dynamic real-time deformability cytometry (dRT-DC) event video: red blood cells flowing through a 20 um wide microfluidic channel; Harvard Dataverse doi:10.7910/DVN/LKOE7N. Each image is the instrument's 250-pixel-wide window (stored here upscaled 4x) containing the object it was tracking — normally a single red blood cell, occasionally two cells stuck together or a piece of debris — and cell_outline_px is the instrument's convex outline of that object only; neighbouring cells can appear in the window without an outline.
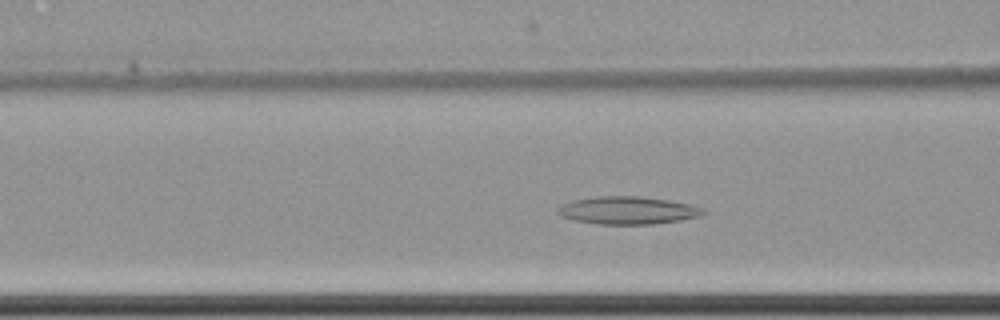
{"species": "common noctule bat (a hibernating species)", "species_latin": "Nyctalus noctula", "temperature_condition": "cold", "stored_images_in_passage": 49, "camera_frame_rate_fps": 3000, "um_per_image_px": 0.085, "animal": {"sex": "female", "body_mass_g": 22.7, "forearm_length_mm": 54.2}, "frame": {"image": 1, "passage_image": 14, "time_ms": 4.333, "image_size_px": [1000, 320], "cell_outline_px": [[708, 212], [700, 216], [680, 220], [652, 224], [600, 224], [576, 220], [560, 216], [556, 212], [564, 204], [572, 200], [596, 196], [640, 196], [668, 200], [688, 204], [704, 208]], "centroid_in_image_um": [53.39, 17.88], "position_along_channel_um": 113.2, "area_um2": 23.35}}
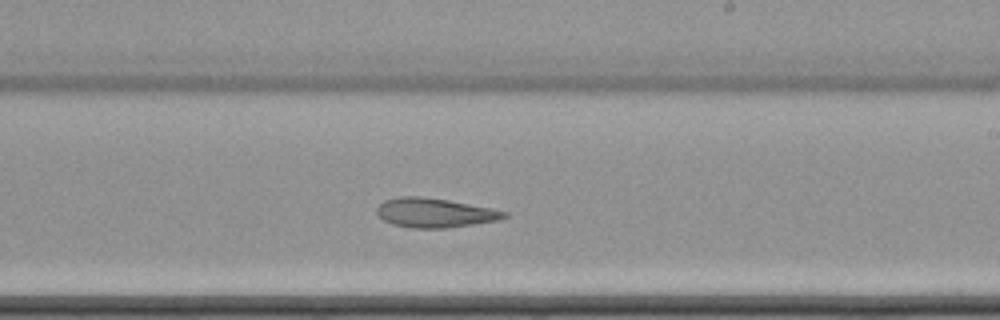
{"frame": {"image": 2, "passage_image": 26, "time_ms": 8.333, "image_size_px": [1000, 320], "cell_outline_px": [[508, 216], [496, 220], [448, 228], [412, 228], [392, 224], [384, 220], [376, 212], [376, 208], [384, 200], [400, 196], [420, 196], [448, 200], [492, 208], [508, 212]], "centroid_in_image_um": [36.93, 18.08], "position_along_channel_um": 252.1, "area_um2": 21.68}}
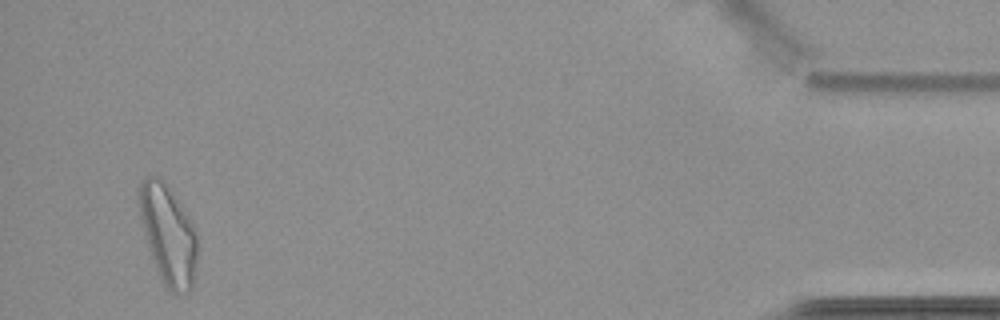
{"frame": {"image": 3, "passage_image": 47, "time_ms": 15.333, "image_size_px": [1000, 320], "cell_outline_px": [[196, 272], [192, 288], [188, 292], [168, 292], [156, 268], [148, 244], [140, 216], [140, 180], [144, 176], [160, 176], [168, 184], [188, 216], [196, 232]], "centroid_in_image_um": [14.31, 19.92], "position_along_channel_um": 420.9, "area_um2": 33.29}}